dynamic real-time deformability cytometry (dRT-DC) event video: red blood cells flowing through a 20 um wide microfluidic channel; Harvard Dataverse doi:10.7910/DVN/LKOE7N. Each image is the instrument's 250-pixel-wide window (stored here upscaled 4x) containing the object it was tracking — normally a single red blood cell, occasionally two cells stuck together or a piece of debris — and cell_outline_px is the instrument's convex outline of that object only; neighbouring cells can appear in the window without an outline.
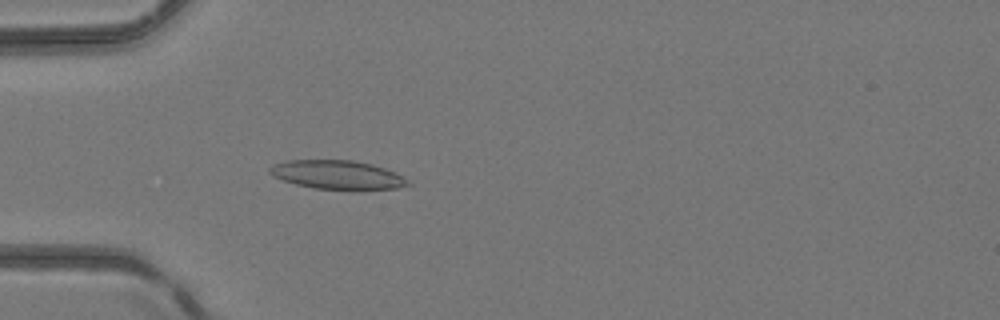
{"species": "common noctule bat (a hibernating species)", "species_latin": "Nyctalus noctula", "temperature_condition": "room temperature", "stored_images_in_passage": 3, "camera_frame_rate_fps": 3000, "um_per_image_px": 0.085, "animal": {"sex": "female", "body_mass_g": 24.6, "forearm_length_mm": 56.2}, "frame": {"image": 1, "passage_image": 3, "time_ms": 3.333, "image_size_px": [1000, 320], "cell_outline_px": [[412, 184], [396, 188], [312, 188], [296, 184], [272, 176], [268, 172], [268, 168], [272, 164], [288, 160], [352, 160], [372, 164], [384, 168], [404, 176]], "centroid_in_image_um": [28.63, 14.83], "position_along_channel_um": 56.4, "area_um2": 22.77}}